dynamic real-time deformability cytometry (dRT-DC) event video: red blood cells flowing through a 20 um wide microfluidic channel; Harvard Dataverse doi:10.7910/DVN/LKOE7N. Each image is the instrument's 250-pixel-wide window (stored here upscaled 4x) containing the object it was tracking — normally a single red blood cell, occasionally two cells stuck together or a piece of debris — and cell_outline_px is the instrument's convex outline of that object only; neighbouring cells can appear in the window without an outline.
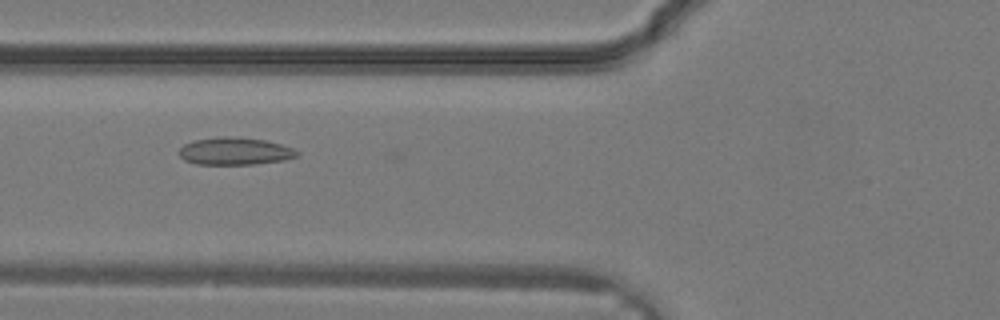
{"species": "common noctule bat (a hibernating species)", "species_latin": "Nyctalus noctula", "temperature_condition": "warm", "stored_images_in_passage": 21, "camera_frame_rate_fps": 3000, "um_per_image_px": 0.085, "animal": {"sex": "male", "body_mass_g": 19.2, "forearm_length_mm": 51.8}, "frame": {"image": 1, "passage_image": 2, "time_ms": 0.333, "image_size_px": [1000, 320], "cell_outline_px": [[300, 152], [296, 156], [284, 160], [252, 164], [196, 164], [184, 160], [180, 156], [180, 148], [184, 144], [192, 140], [220, 136], [240, 136], [264, 140], [280, 144], [292, 148]], "centroid_in_image_um": [19.94, 12.83], "position_along_channel_um": 105.9, "area_um2": 18.9}}
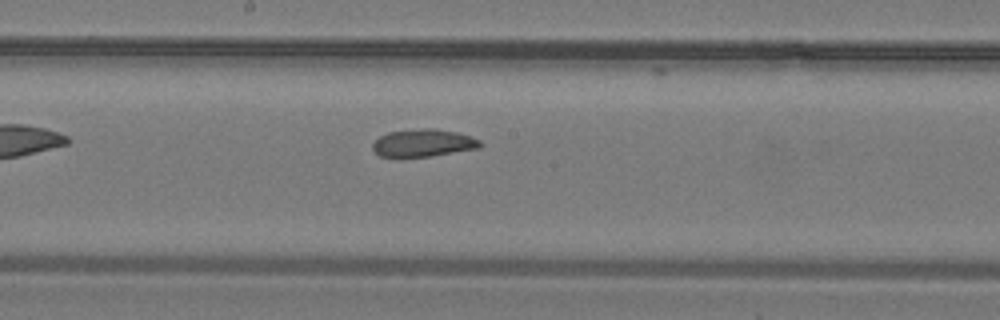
{"frame": {"image": 2, "passage_image": 7, "time_ms": 2.0, "image_size_px": [1000, 320], "cell_outline_px": [[484, 144], [480, 148], [432, 156], [400, 160], [380, 156], [372, 148], [372, 144], [380, 136], [388, 132], [424, 128], [436, 128], [456, 132], [472, 136], [480, 140]], "centroid_in_image_um": [35.97, 12.19], "position_along_channel_um": 212.2, "area_um2": 17.98}}
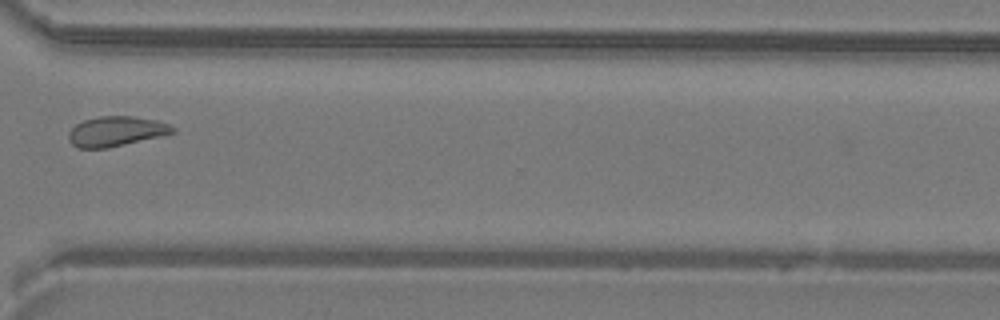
{"frame": {"image": 3, "passage_image": 14, "time_ms": 4.333, "image_size_px": [1000, 320], "cell_outline_px": [[176, 132], [164, 136], [108, 148], [76, 148], [68, 140], [68, 132], [76, 124], [84, 120], [96, 116], [136, 116], [156, 120], [168, 124], [176, 128]], "centroid_in_image_um": [9.88, 11.16], "position_along_channel_um": 360.7, "area_um2": 18.5}}